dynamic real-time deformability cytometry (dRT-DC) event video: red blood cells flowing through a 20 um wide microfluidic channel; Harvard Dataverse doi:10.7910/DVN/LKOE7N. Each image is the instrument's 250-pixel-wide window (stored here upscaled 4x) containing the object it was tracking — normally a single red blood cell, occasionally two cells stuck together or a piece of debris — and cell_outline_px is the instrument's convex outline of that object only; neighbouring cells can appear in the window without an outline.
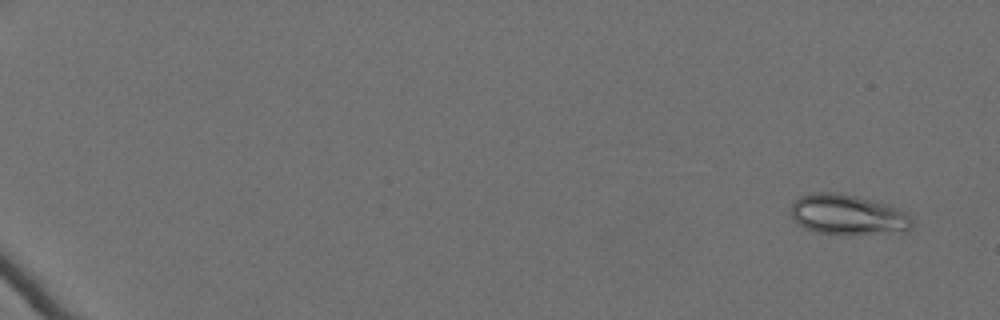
{"species": "Egyptian fruit bat (a non-hibernating species)", "species_latin": "Rousettus aegyptiacus", "temperature_condition": "cold", "stored_images_in_passage": 62, "camera_frame_rate_fps": 3000, "um_per_image_px": 0.085, "animal": {"sex": "female"}, "frame": {"image": 1, "passage_image": 4, "time_ms": 1.0, "image_size_px": [1000, 320], "cell_outline_px": [[912, 228], [908, 232], [856, 236], [816, 232], [804, 228], [796, 224], [792, 216], [792, 200], [800, 196], [812, 192], [840, 192], [876, 200], [900, 208], [908, 212], [912, 216]], "centroid_in_image_um": [72.13, 18.27], "position_along_channel_um": 12.9, "area_um2": 29.77}}
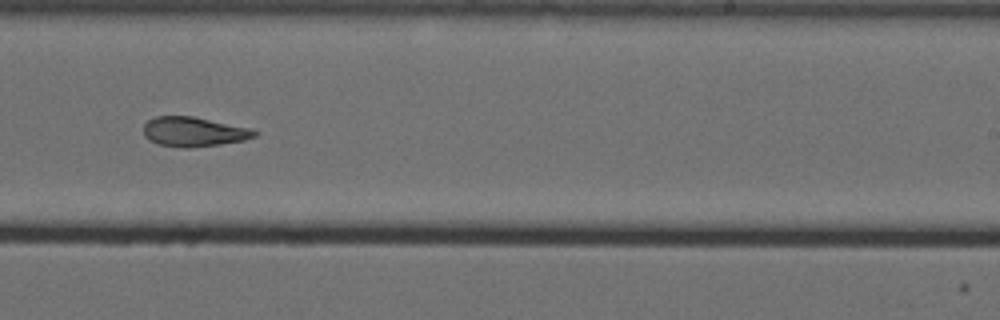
{"frame": {"image": 2, "passage_image": 43, "time_ms": 14.0, "image_size_px": [1000, 320], "cell_outline_px": [[256, 136], [244, 140], [220, 144], [188, 148], [184, 148], [156, 144], [148, 140], [144, 136], [144, 124], [148, 120], [156, 116], [192, 116], [248, 128], [256, 132]], "centroid_in_image_um": [16.4, 11.21], "position_along_channel_um": 272.6, "area_um2": 18.96}}
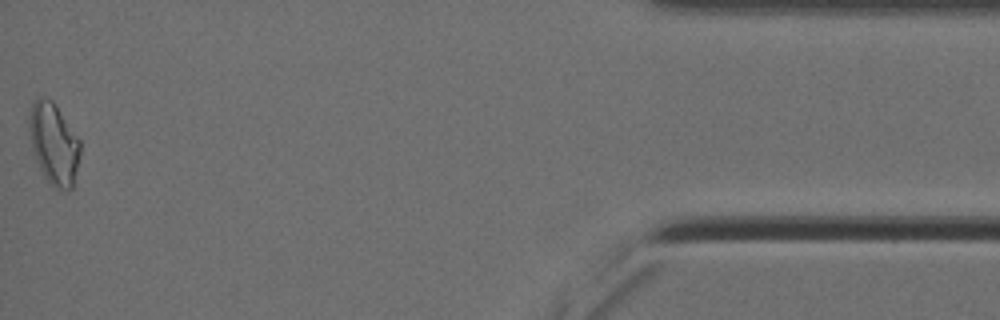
{"frame": {"image": 3, "passage_image": 62, "time_ms": 20.333, "image_size_px": [1000, 320], "cell_outline_px": [[80, 156], [72, 188], [60, 192], [52, 188], [44, 176], [32, 152], [28, 132], [28, 120], [32, 104], [40, 96], [44, 96], [52, 100], [80, 140]], "centroid_in_image_um": [4.55, 12.25], "position_along_channel_um": 430.6, "area_um2": 24.51}, "authors_computed_cell_mechanics": {"area_um2": 21.2704, "velocity_mm_per_s": 3.5203, "shape_relaxation_time_tau1_ms": null, "shape_relaxation_time_tau2_ms": 4.0872, "deformation_change_tau1": null, "deformation_change_tau2": 0.117}}